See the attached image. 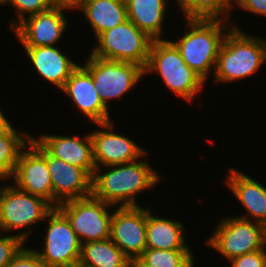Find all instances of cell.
Wrapping results in <instances>:
<instances>
[{"label": "cell", "instance_id": "obj_5", "mask_svg": "<svg viewBox=\"0 0 266 267\" xmlns=\"http://www.w3.org/2000/svg\"><path fill=\"white\" fill-rule=\"evenodd\" d=\"M3 186L0 185V233L8 235L21 229L22 232L16 235L26 243L31 234L30 228L39 221H46L54 206L39 196L26 193L13 183Z\"/></svg>", "mask_w": 266, "mask_h": 267}, {"label": "cell", "instance_id": "obj_29", "mask_svg": "<svg viewBox=\"0 0 266 267\" xmlns=\"http://www.w3.org/2000/svg\"><path fill=\"white\" fill-rule=\"evenodd\" d=\"M7 267H47L34 248L23 247Z\"/></svg>", "mask_w": 266, "mask_h": 267}, {"label": "cell", "instance_id": "obj_24", "mask_svg": "<svg viewBox=\"0 0 266 267\" xmlns=\"http://www.w3.org/2000/svg\"><path fill=\"white\" fill-rule=\"evenodd\" d=\"M32 135L16 130L12 125L0 131V178L8 181L14 173L21 151L30 143Z\"/></svg>", "mask_w": 266, "mask_h": 267}, {"label": "cell", "instance_id": "obj_12", "mask_svg": "<svg viewBox=\"0 0 266 267\" xmlns=\"http://www.w3.org/2000/svg\"><path fill=\"white\" fill-rule=\"evenodd\" d=\"M113 120L98 123L100 129L92 130L93 158L96 168L118 164H127L141 159L147 150L140 147L124 134L116 133Z\"/></svg>", "mask_w": 266, "mask_h": 267}, {"label": "cell", "instance_id": "obj_21", "mask_svg": "<svg viewBox=\"0 0 266 267\" xmlns=\"http://www.w3.org/2000/svg\"><path fill=\"white\" fill-rule=\"evenodd\" d=\"M127 18L153 40L163 39L167 0H125Z\"/></svg>", "mask_w": 266, "mask_h": 267}, {"label": "cell", "instance_id": "obj_23", "mask_svg": "<svg viewBox=\"0 0 266 267\" xmlns=\"http://www.w3.org/2000/svg\"><path fill=\"white\" fill-rule=\"evenodd\" d=\"M79 261L89 267H130L131 265V260L110 238L82 244Z\"/></svg>", "mask_w": 266, "mask_h": 267}, {"label": "cell", "instance_id": "obj_30", "mask_svg": "<svg viewBox=\"0 0 266 267\" xmlns=\"http://www.w3.org/2000/svg\"><path fill=\"white\" fill-rule=\"evenodd\" d=\"M232 267H266V248L229 260Z\"/></svg>", "mask_w": 266, "mask_h": 267}, {"label": "cell", "instance_id": "obj_31", "mask_svg": "<svg viewBox=\"0 0 266 267\" xmlns=\"http://www.w3.org/2000/svg\"><path fill=\"white\" fill-rule=\"evenodd\" d=\"M185 19H201V0H175Z\"/></svg>", "mask_w": 266, "mask_h": 267}, {"label": "cell", "instance_id": "obj_16", "mask_svg": "<svg viewBox=\"0 0 266 267\" xmlns=\"http://www.w3.org/2000/svg\"><path fill=\"white\" fill-rule=\"evenodd\" d=\"M74 103L76 109L95 124L112 121L109 109L101 101L95 89L91 73L79 65L61 89Z\"/></svg>", "mask_w": 266, "mask_h": 267}, {"label": "cell", "instance_id": "obj_8", "mask_svg": "<svg viewBox=\"0 0 266 267\" xmlns=\"http://www.w3.org/2000/svg\"><path fill=\"white\" fill-rule=\"evenodd\" d=\"M82 65L91 73L101 101L110 110L111 100L122 99L145 76L137 64L101 59L91 53Z\"/></svg>", "mask_w": 266, "mask_h": 267}, {"label": "cell", "instance_id": "obj_2", "mask_svg": "<svg viewBox=\"0 0 266 267\" xmlns=\"http://www.w3.org/2000/svg\"><path fill=\"white\" fill-rule=\"evenodd\" d=\"M266 63V39L248 35L232 23L219 49L214 82L232 83L251 77Z\"/></svg>", "mask_w": 266, "mask_h": 267}, {"label": "cell", "instance_id": "obj_9", "mask_svg": "<svg viewBox=\"0 0 266 267\" xmlns=\"http://www.w3.org/2000/svg\"><path fill=\"white\" fill-rule=\"evenodd\" d=\"M113 207L92 195L57 206L69 220L81 244L110 238L113 211L110 213L108 209Z\"/></svg>", "mask_w": 266, "mask_h": 267}, {"label": "cell", "instance_id": "obj_22", "mask_svg": "<svg viewBox=\"0 0 266 267\" xmlns=\"http://www.w3.org/2000/svg\"><path fill=\"white\" fill-rule=\"evenodd\" d=\"M78 10L84 13L90 23L95 39L128 20L125 0H84Z\"/></svg>", "mask_w": 266, "mask_h": 267}, {"label": "cell", "instance_id": "obj_19", "mask_svg": "<svg viewBox=\"0 0 266 267\" xmlns=\"http://www.w3.org/2000/svg\"><path fill=\"white\" fill-rule=\"evenodd\" d=\"M30 64L40 78L57 86L60 91L72 72L79 66L57 46L23 47Z\"/></svg>", "mask_w": 266, "mask_h": 267}, {"label": "cell", "instance_id": "obj_17", "mask_svg": "<svg viewBox=\"0 0 266 267\" xmlns=\"http://www.w3.org/2000/svg\"><path fill=\"white\" fill-rule=\"evenodd\" d=\"M35 139L54 157L83 168L91 176L96 169L90 133L81 136L40 134Z\"/></svg>", "mask_w": 266, "mask_h": 267}, {"label": "cell", "instance_id": "obj_14", "mask_svg": "<svg viewBox=\"0 0 266 267\" xmlns=\"http://www.w3.org/2000/svg\"><path fill=\"white\" fill-rule=\"evenodd\" d=\"M67 9L52 6L49 10L26 17L12 30L23 47L55 46L68 28Z\"/></svg>", "mask_w": 266, "mask_h": 267}, {"label": "cell", "instance_id": "obj_26", "mask_svg": "<svg viewBox=\"0 0 266 267\" xmlns=\"http://www.w3.org/2000/svg\"><path fill=\"white\" fill-rule=\"evenodd\" d=\"M5 5H11L17 15L16 19H12L9 24L11 29L26 17L49 10L52 7L50 0H7Z\"/></svg>", "mask_w": 266, "mask_h": 267}, {"label": "cell", "instance_id": "obj_3", "mask_svg": "<svg viewBox=\"0 0 266 267\" xmlns=\"http://www.w3.org/2000/svg\"><path fill=\"white\" fill-rule=\"evenodd\" d=\"M187 30L176 41L171 40L181 53L184 62L208 81L215 70L219 49L232 27V21L222 19H185Z\"/></svg>", "mask_w": 266, "mask_h": 267}, {"label": "cell", "instance_id": "obj_36", "mask_svg": "<svg viewBox=\"0 0 266 267\" xmlns=\"http://www.w3.org/2000/svg\"><path fill=\"white\" fill-rule=\"evenodd\" d=\"M130 267H142V266L135 260V261H131Z\"/></svg>", "mask_w": 266, "mask_h": 267}, {"label": "cell", "instance_id": "obj_28", "mask_svg": "<svg viewBox=\"0 0 266 267\" xmlns=\"http://www.w3.org/2000/svg\"><path fill=\"white\" fill-rule=\"evenodd\" d=\"M24 245L25 242L16 233L8 236L0 233V267H7Z\"/></svg>", "mask_w": 266, "mask_h": 267}, {"label": "cell", "instance_id": "obj_7", "mask_svg": "<svg viewBox=\"0 0 266 267\" xmlns=\"http://www.w3.org/2000/svg\"><path fill=\"white\" fill-rule=\"evenodd\" d=\"M205 244L227 260L266 248V226L235 217H223Z\"/></svg>", "mask_w": 266, "mask_h": 267}, {"label": "cell", "instance_id": "obj_13", "mask_svg": "<svg viewBox=\"0 0 266 267\" xmlns=\"http://www.w3.org/2000/svg\"><path fill=\"white\" fill-rule=\"evenodd\" d=\"M147 207H116L111 220V241L131 260L146 250Z\"/></svg>", "mask_w": 266, "mask_h": 267}, {"label": "cell", "instance_id": "obj_37", "mask_svg": "<svg viewBox=\"0 0 266 267\" xmlns=\"http://www.w3.org/2000/svg\"><path fill=\"white\" fill-rule=\"evenodd\" d=\"M6 2H7V0H0V5L2 6H5V4H6Z\"/></svg>", "mask_w": 266, "mask_h": 267}, {"label": "cell", "instance_id": "obj_18", "mask_svg": "<svg viewBox=\"0 0 266 267\" xmlns=\"http://www.w3.org/2000/svg\"><path fill=\"white\" fill-rule=\"evenodd\" d=\"M224 185L229 188L246 209V215L237 216L242 219L261 223L266 226V187L248 174L229 168Z\"/></svg>", "mask_w": 266, "mask_h": 267}, {"label": "cell", "instance_id": "obj_35", "mask_svg": "<svg viewBox=\"0 0 266 267\" xmlns=\"http://www.w3.org/2000/svg\"><path fill=\"white\" fill-rule=\"evenodd\" d=\"M68 267H89V266H87V265H85V264H83V263H81V262L79 261V262L74 263V264H72V265H70V266H68Z\"/></svg>", "mask_w": 266, "mask_h": 267}, {"label": "cell", "instance_id": "obj_27", "mask_svg": "<svg viewBox=\"0 0 266 267\" xmlns=\"http://www.w3.org/2000/svg\"><path fill=\"white\" fill-rule=\"evenodd\" d=\"M233 7L234 0H201V19L231 21Z\"/></svg>", "mask_w": 266, "mask_h": 267}, {"label": "cell", "instance_id": "obj_32", "mask_svg": "<svg viewBox=\"0 0 266 267\" xmlns=\"http://www.w3.org/2000/svg\"><path fill=\"white\" fill-rule=\"evenodd\" d=\"M234 4L240 9L259 15L266 16V0H234Z\"/></svg>", "mask_w": 266, "mask_h": 267}, {"label": "cell", "instance_id": "obj_20", "mask_svg": "<svg viewBox=\"0 0 266 267\" xmlns=\"http://www.w3.org/2000/svg\"><path fill=\"white\" fill-rule=\"evenodd\" d=\"M184 228L182 222L154 216L147 207L146 249L191 250Z\"/></svg>", "mask_w": 266, "mask_h": 267}, {"label": "cell", "instance_id": "obj_25", "mask_svg": "<svg viewBox=\"0 0 266 267\" xmlns=\"http://www.w3.org/2000/svg\"><path fill=\"white\" fill-rule=\"evenodd\" d=\"M192 250L146 249L136 261L142 267H194Z\"/></svg>", "mask_w": 266, "mask_h": 267}, {"label": "cell", "instance_id": "obj_15", "mask_svg": "<svg viewBox=\"0 0 266 267\" xmlns=\"http://www.w3.org/2000/svg\"><path fill=\"white\" fill-rule=\"evenodd\" d=\"M48 171L53 185V206L91 196L92 176L83 168L52 156L46 150Z\"/></svg>", "mask_w": 266, "mask_h": 267}, {"label": "cell", "instance_id": "obj_4", "mask_svg": "<svg viewBox=\"0 0 266 267\" xmlns=\"http://www.w3.org/2000/svg\"><path fill=\"white\" fill-rule=\"evenodd\" d=\"M154 72L165 86L188 103L199 96L205 80L183 60L175 44L168 39L153 40L144 75ZM199 94V95H198Z\"/></svg>", "mask_w": 266, "mask_h": 267}, {"label": "cell", "instance_id": "obj_10", "mask_svg": "<svg viewBox=\"0 0 266 267\" xmlns=\"http://www.w3.org/2000/svg\"><path fill=\"white\" fill-rule=\"evenodd\" d=\"M42 250L34 249L47 267H68L79 262L81 242L67 217L57 208L47 215Z\"/></svg>", "mask_w": 266, "mask_h": 267}, {"label": "cell", "instance_id": "obj_1", "mask_svg": "<svg viewBox=\"0 0 266 267\" xmlns=\"http://www.w3.org/2000/svg\"><path fill=\"white\" fill-rule=\"evenodd\" d=\"M146 156L127 164L105 166L107 171L97 167L92 176L91 195L115 207L141 206L137 203V194L155 188L161 178L143 159Z\"/></svg>", "mask_w": 266, "mask_h": 267}, {"label": "cell", "instance_id": "obj_6", "mask_svg": "<svg viewBox=\"0 0 266 267\" xmlns=\"http://www.w3.org/2000/svg\"><path fill=\"white\" fill-rule=\"evenodd\" d=\"M91 51L101 59L129 62L145 69L153 39L130 20L108 29L97 38Z\"/></svg>", "mask_w": 266, "mask_h": 267}, {"label": "cell", "instance_id": "obj_11", "mask_svg": "<svg viewBox=\"0 0 266 267\" xmlns=\"http://www.w3.org/2000/svg\"><path fill=\"white\" fill-rule=\"evenodd\" d=\"M16 187L53 205V185L46 161V149L32 136L21 151L13 176Z\"/></svg>", "mask_w": 266, "mask_h": 267}, {"label": "cell", "instance_id": "obj_33", "mask_svg": "<svg viewBox=\"0 0 266 267\" xmlns=\"http://www.w3.org/2000/svg\"><path fill=\"white\" fill-rule=\"evenodd\" d=\"M52 6L65 8L69 11L78 9L84 0H50ZM72 9V10H71Z\"/></svg>", "mask_w": 266, "mask_h": 267}, {"label": "cell", "instance_id": "obj_34", "mask_svg": "<svg viewBox=\"0 0 266 267\" xmlns=\"http://www.w3.org/2000/svg\"><path fill=\"white\" fill-rule=\"evenodd\" d=\"M12 126L11 121L7 120L3 111L0 110V131H5Z\"/></svg>", "mask_w": 266, "mask_h": 267}]
</instances>
